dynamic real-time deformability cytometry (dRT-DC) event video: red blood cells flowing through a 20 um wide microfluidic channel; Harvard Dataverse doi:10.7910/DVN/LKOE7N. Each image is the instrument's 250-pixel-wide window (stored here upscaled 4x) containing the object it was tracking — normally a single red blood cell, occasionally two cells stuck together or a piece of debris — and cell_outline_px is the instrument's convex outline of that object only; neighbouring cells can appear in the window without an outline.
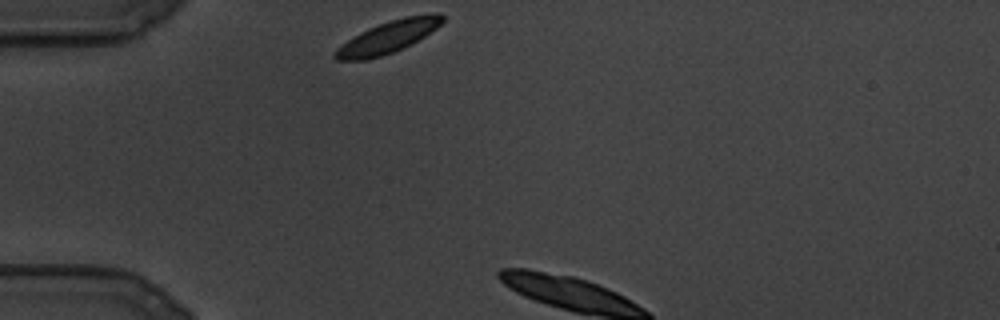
{"species": "common noctule bat (a hibernating species)", "species_latin": "Nyctalus noctula", "temperature_condition": "cold", "stored_images_in_passage": 5, "camera_frame_rate_fps": 3000, "um_per_image_px": 0.085, "animal": {"sex": "male", "body_mass_g": 19.5, "forearm_length_mm": 54.6}, "frame": {"image": 1, "passage_image": 1, "time_ms": 0.0, "image_size_px": [1000, 320], "cell_outline_px": [[444, 20], [436, 28], [424, 36], [392, 52], [380, 56], [364, 60], [336, 60], [332, 56], [336, 48], [360, 32], [368, 28], [404, 16], [436, 12], [440, 12], [444, 16]], "centroid_in_image_um": [32.97, 3.13], "position_along_channel_um": 52.0, "area_um2": 19.65}}